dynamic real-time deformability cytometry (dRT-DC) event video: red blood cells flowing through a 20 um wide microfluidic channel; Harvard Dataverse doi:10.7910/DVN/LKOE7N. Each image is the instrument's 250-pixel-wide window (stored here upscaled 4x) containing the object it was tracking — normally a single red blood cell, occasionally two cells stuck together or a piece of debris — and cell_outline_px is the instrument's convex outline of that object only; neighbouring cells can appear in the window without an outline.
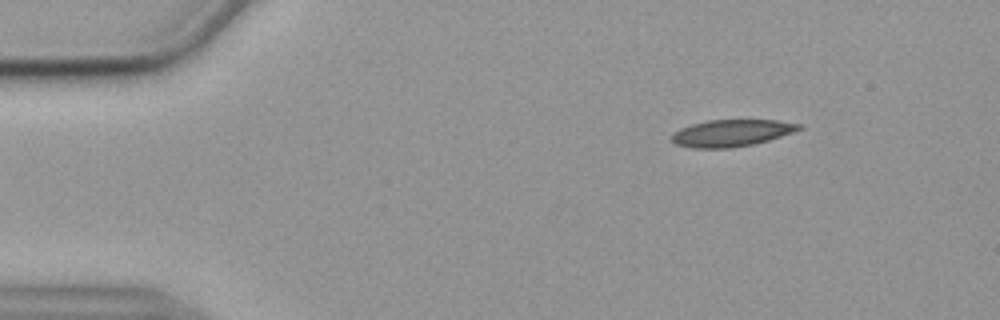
{"species": "common noctule bat (a hibernating species)", "species_latin": "Nyctalus noctula", "temperature_condition": "cold", "stored_images_in_passage": 51, "segment_of_instrument_passage": [1, 2], "camera_frame_rate_fps": 3000, "um_per_image_px": 0.085, "animal": {"sex": "female", "body_mass_g": 19.9}, "frame": {"image": 1, "passage_image": 2, "time_ms": 0.333, "image_size_px": [1000, 320], "cell_outline_px": [[804, 128], [768, 140], [752, 144], [732, 148], [692, 148], [676, 144], [672, 140], [672, 136], [680, 128], [692, 124], [708, 120], [776, 120], [804, 124]], "centroid_in_image_um": [62.21, 11.3], "position_along_channel_um": 22.8, "area_um2": 19.83}}
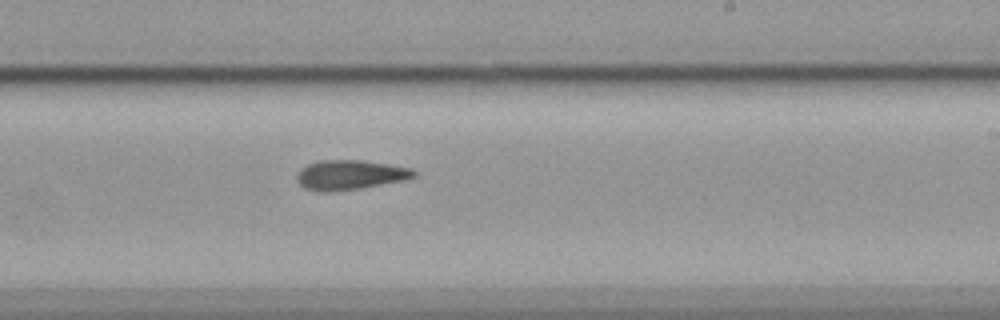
{"frame": {"image": 2, "passage_image": 28, "time_ms": 9.0, "image_size_px": [1000, 320], "cell_outline_px": [[416, 176], [404, 180], [360, 188], [332, 192], [320, 192], [304, 188], [296, 180], [296, 172], [300, 168], [308, 164], [320, 160], [360, 160], [388, 164], [412, 168], [416, 172]], "centroid_in_image_um": [29.71, 14.87], "position_along_channel_um": 259.3, "area_um2": 20.35}}
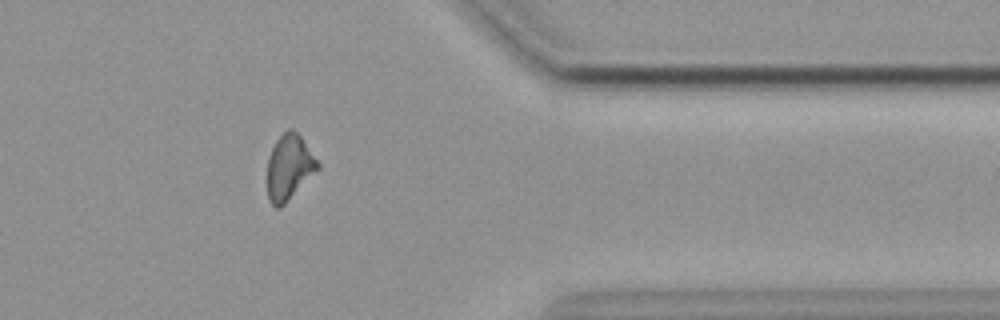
{"frame": {"image": 3, "passage_image": 40, "time_ms": 13.0, "image_size_px": [1000, 320], "cell_outline_px": [[320, 168], [280, 208], [276, 208], [268, 200], [268, 156], [276, 140], [288, 128], [292, 128], [300, 136], [320, 164]], "centroid_in_image_um": [24.57, 14.22], "position_along_channel_um": 386.8, "area_um2": 18.96}}